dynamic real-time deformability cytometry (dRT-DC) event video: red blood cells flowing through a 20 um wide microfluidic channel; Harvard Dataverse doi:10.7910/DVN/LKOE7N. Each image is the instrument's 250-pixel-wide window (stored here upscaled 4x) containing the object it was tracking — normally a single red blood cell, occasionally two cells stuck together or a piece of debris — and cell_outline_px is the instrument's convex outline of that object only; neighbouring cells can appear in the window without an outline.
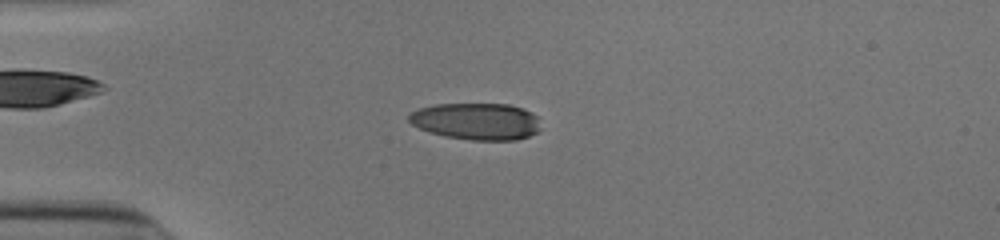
{"species": "human", "species_latin": "Homo sapiens", "temperature_condition": "cold", "stored_images_in_passage": 53, "camera_frame_rate_fps": 3000, "um_per_image_px": 0.085, "donor": {"sex": "male"}, "frame": {"image": 1, "passage_image": 15, "time_ms": 4.667, "image_size_px": [1000, 240], "cell_outline_px": [[540, 128], [536, 132], [528, 136], [516, 140], [472, 140], [444, 136], [420, 128], [412, 124], [408, 120], [408, 116], [412, 112], [420, 108], [436, 104], [508, 104], [524, 108], [532, 112], [536, 116]], "centroid_in_image_um": [40.51, 10.31], "position_along_channel_um": 44.5, "area_um2": 28.15}}
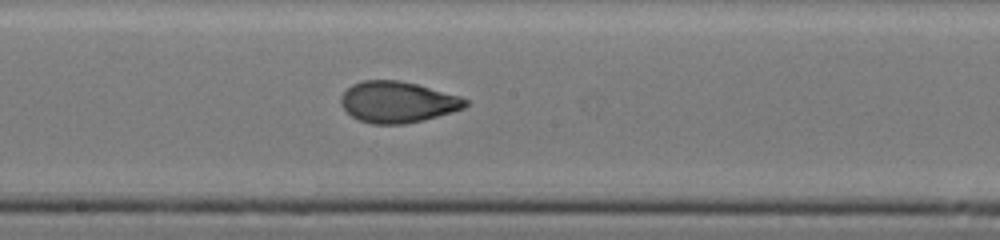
{"frame": {"image": 2, "passage_image": 30, "time_ms": 9.667, "image_size_px": [1000, 240], "cell_outline_px": [[468, 104], [464, 108], [452, 112], [424, 120], [404, 124], [372, 124], [360, 120], [352, 116], [340, 104], [340, 96], [352, 84], [364, 80], [400, 80], [416, 84], [460, 96], [468, 100]], "centroid_in_image_um": [33.79, 8.67], "position_along_channel_um": 214.4, "area_um2": 29.82}}
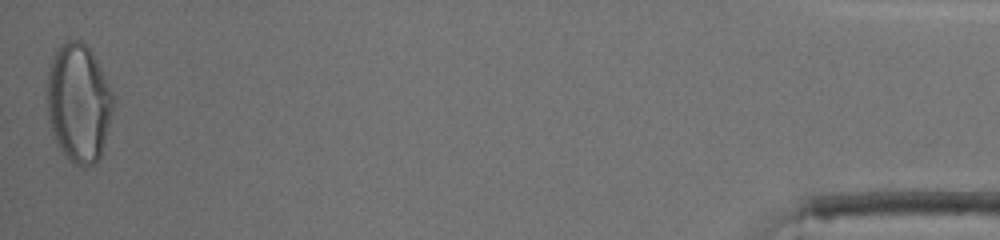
{"frame": {"image": 3, "passage_image": 53, "time_ms": 17.333, "image_size_px": [1000, 240], "cell_outline_px": [[112, 112], [100, 156], [96, 164], [84, 168], [72, 164], [68, 160], [60, 148], [52, 132], [48, 120], [48, 72], [52, 56], [56, 48], [60, 44], [68, 40], [80, 40], [92, 52], [112, 92]], "centroid_in_image_um": [6.66, 8.77], "position_along_channel_um": 428.5, "area_um2": 45.37}, "authors_computed_cell_mechanics": {"area_um2": 29.5358, "velocity_mm_per_s": 3.9401, "shape_relaxation_time_tau1_ms": 7.3222, "shape_relaxation_time_tau2_ms": 1.0006, "deformation_change_tau1": 0.2455, "deformation_change_tau2": 0.0606}}